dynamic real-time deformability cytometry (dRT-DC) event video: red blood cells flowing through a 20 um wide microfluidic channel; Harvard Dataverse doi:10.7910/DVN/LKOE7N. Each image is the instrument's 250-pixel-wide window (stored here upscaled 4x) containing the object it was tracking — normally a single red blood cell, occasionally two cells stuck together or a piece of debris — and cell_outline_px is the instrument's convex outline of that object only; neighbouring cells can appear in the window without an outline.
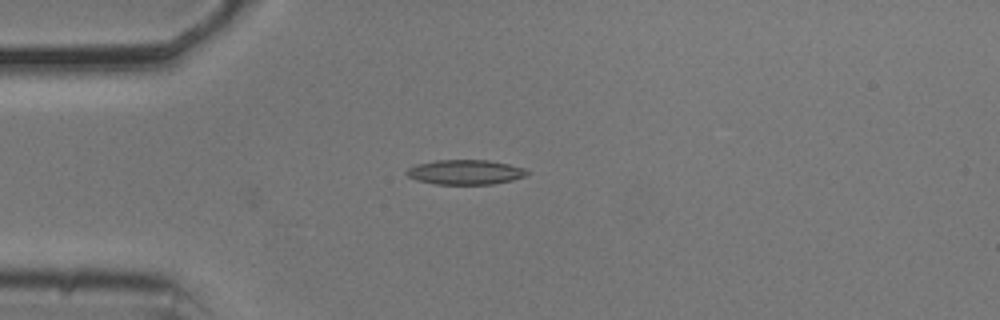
{"species": "common noctule bat (a hibernating species)", "species_latin": "Nyctalus noctula", "temperature_condition": "cold", "stored_images_in_passage": 41, "camera_frame_rate_fps": 3000, "um_per_image_px": 0.085, "animal": {"sex": "male", "body_mass_g": 20.5, "forearm_length_mm": 52.5}, "frame": {"image": 1, "passage_image": 1, "time_ms": 0.0, "image_size_px": [1000, 320], "cell_outline_px": [[528, 172], [524, 176], [512, 180], [492, 184], [436, 184], [416, 180], [408, 176], [404, 172], [408, 168], [416, 164], [436, 160], [488, 160], [508, 164], [524, 168]], "centroid_in_image_um": [39.5, 14.63], "position_along_channel_um": 45.5, "area_um2": 17.28}}
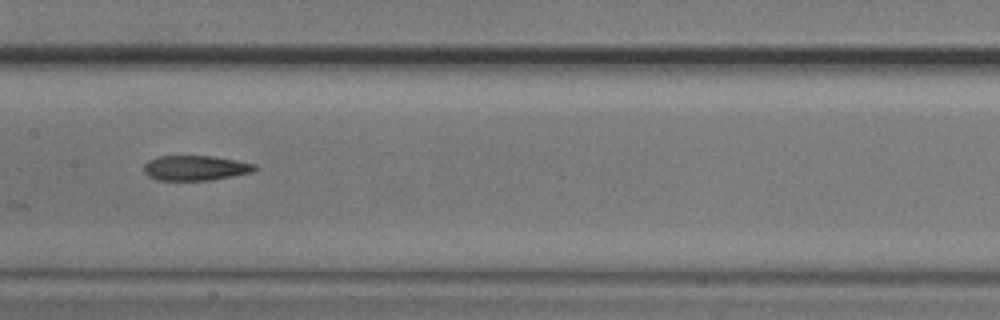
{"frame": {"image": 2, "passage_image": 14, "time_ms": 4.333, "image_size_px": [1000, 320], "cell_outline_px": [[256, 168], [252, 172], [212, 180], [156, 180], [148, 176], [144, 172], [144, 164], [148, 160], [156, 156], [212, 156], [236, 160], [256, 164]], "centroid_in_image_um": [16.58, 14.27], "position_along_channel_um": 190.8, "area_um2": 16.18}}
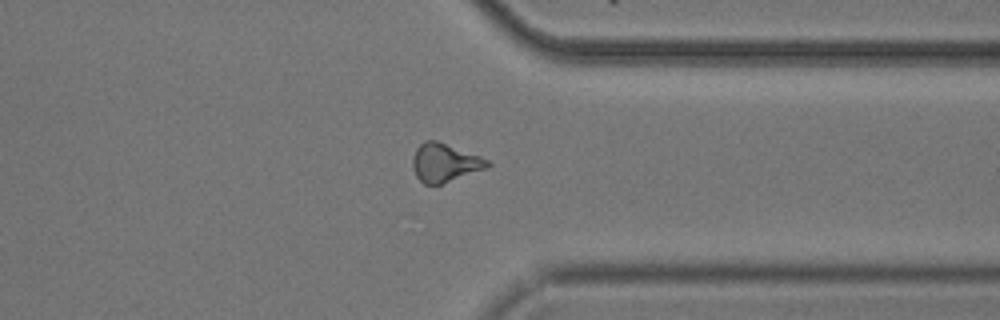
{"frame": {"image": 3, "passage_image": 29, "time_ms": 9.333, "image_size_px": [1000, 320], "cell_outline_px": [[492, 164], [488, 168], [440, 184], [424, 184], [416, 176], [412, 168], [412, 160], [416, 148], [424, 140], [436, 140], [480, 156], [488, 160]], "centroid_in_image_um": [37.8, 13.82], "position_along_channel_um": 373.6, "area_um2": 16.7}, "authors_computed_cell_mechanics": {"area_um2": 16.5308, "velocity_mm_per_s": 3.7171, "shape_relaxation_time_tau1_ms": 6.4072, "shape_relaxation_time_tau2_ms": 5.045, "deformation_change_tau1": 0.1981, "deformation_change_tau2": 0.1431}}